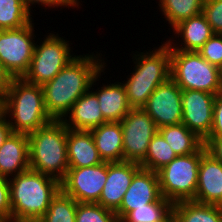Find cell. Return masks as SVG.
<instances>
[{"instance_id":"1","label":"cell","mask_w":222,"mask_h":222,"mask_svg":"<svg viewBox=\"0 0 222 222\" xmlns=\"http://www.w3.org/2000/svg\"><path fill=\"white\" fill-rule=\"evenodd\" d=\"M91 54L77 55L42 85L45 108L53 120H62L73 104L99 81L107 63L101 60L100 54Z\"/></svg>"},{"instance_id":"2","label":"cell","mask_w":222,"mask_h":222,"mask_svg":"<svg viewBox=\"0 0 222 222\" xmlns=\"http://www.w3.org/2000/svg\"><path fill=\"white\" fill-rule=\"evenodd\" d=\"M60 190L59 181L30 168L10 178L11 222H37Z\"/></svg>"},{"instance_id":"3","label":"cell","mask_w":222,"mask_h":222,"mask_svg":"<svg viewBox=\"0 0 222 222\" xmlns=\"http://www.w3.org/2000/svg\"><path fill=\"white\" fill-rule=\"evenodd\" d=\"M0 111L8 118L12 131L18 133L29 134L53 121L45 108L42 86L23 78L12 79Z\"/></svg>"},{"instance_id":"4","label":"cell","mask_w":222,"mask_h":222,"mask_svg":"<svg viewBox=\"0 0 222 222\" xmlns=\"http://www.w3.org/2000/svg\"><path fill=\"white\" fill-rule=\"evenodd\" d=\"M28 142L30 169L61 183L69 168L65 124L61 120H53L29 133Z\"/></svg>"},{"instance_id":"5","label":"cell","mask_w":222,"mask_h":222,"mask_svg":"<svg viewBox=\"0 0 222 222\" xmlns=\"http://www.w3.org/2000/svg\"><path fill=\"white\" fill-rule=\"evenodd\" d=\"M133 54L134 71L123 81L131 108H142L149 96L163 82L170 78L171 56L166 42L146 53ZM139 53V54H138Z\"/></svg>"},{"instance_id":"6","label":"cell","mask_w":222,"mask_h":222,"mask_svg":"<svg viewBox=\"0 0 222 222\" xmlns=\"http://www.w3.org/2000/svg\"><path fill=\"white\" fill-rule=\"evenodd\" d=\"M170 78L184 90L222 92L221 69L206 61L197 51L170 50Z\"/></svg>"},{"instance_id":"7","label":"cell","mask_w":222,"mask_h":222,"mask_svg":"<svg viewBox=\"0 0 222 222\" xmlns=\"http://www.w3.org/2000/svg\"><path fill=\"white\" fill-rule=\"evenodd\" d=\"M206 151L203 145L195 153L177 156L157 172L161 195L164 198L173 204L194 199L198 183V169L201 157Z\"/></svg>"},{"instance_id":"8","label":"cell","mask_w":222,"mask_h":222,"mask_svg":"<svg viewBox=\"0 0 222 222\" xmlns=\"http://www.w3.org/2000/svg\"><path fill=\"white\" fill-rule=\"evenodd\" d=\"M76 55H71L69 41L50 33L40 45L35 44L34 54L25 81L43 85L52 80Z\"/></svg>"},{"instance_id":"9","label":"cell","mask_w":222,"mask_h":222,"mask_svg":"<svg viewBox=\"0 0 222 222\" xmlns=\"http://www.w3.org/2000/svg\"><path fill=\"white\" fill-rule=\"evenodd\" d=\"M34 24L22 28L0 30V62L13 78L28 71L35 48Z\"/></svg>"},{"instance_id":"10","label":"cell","mask_w":222,"mask_h":222,"mask_svg":"<svg viewBox=\"0 0 222 222\" xmlns=\"http://www.w3.org/2000/svg\"><path fill=\"white\" fill-rule=\"evenodd\" d=\"M120 123L123 132V161L140 164L158 128L143 108H132Z\"/></svg>"},{"instance_id":"11","label":"cell","mask_w":222,"mask_h":222,"mask_svg":"<svg viewBox=\"0 0 222 222\" xmlns=\"http://www.w3.org/2000/svg\"><path fill=\"white\" fill-rule=\"evenodd\" d=\"M107 178V162L95 166L68 168L61 190L77 202L97 203Z\"/></svg>"},{"instance_id":"12","label":"cell","mask_w":222,"mask_h":222,"mask_svg":"<svg viewBox=\"0 0 222 222\" xmlns=\"http://www.w3.org/2000/svg\"><path fill=\"white\" fill-rule=\"evenodd\" d=\"M182 89L169 78L161 83L142 107L155 122L157 128L182 123Z\"/></svg>"},{"instance_id":"13","label":"cell","mask_w":222,"mask_h":222,"mask_svg":"<svg viewBox=\"0 0 222 222\" xmlns=\"http://www.w3.org/2000/svg\"><path fill=\"white\" fill-rule=\"evenodd\" d=\"M215 96L209 92L182 89V123L203 141L212 130Z\"/></svg>"},{"instance_id":"14","label":"cell","mask_w":222,"mask_h":222,"mask_svg":"<svg viewBox=\"0 0 222 222\" xmlns=\"http://www.w3.org/2000/svg\"><path fill=\"white\" fill-rule=\"evenodd\" d=\"M162 197L157 172L140 168L133 176L120 207L115 211L119 222L132 210L146 207Z\"/></svg>"},{"instance_id":"15","label":"cell","mask_w":222,"mask_h":222,"mask_svg":"<svg viewBox=\"0 0 222 222\" xmlns=\"http://www.w3.org/2000/svg\"><path fill=\"white\" fill-rule=\"evenodd\" d=\"M140 168V164L134 162H107V178L97 203L115 212Z\"/></svg>"},{"instance_id":"16","label":"cell","mask_w":222,"mask_h":222,"mask_svg":"<svg viewBox=\"0 0 222 222\" xmlns=\"http://www.w3.org/2000/svg\"><path fill=\"white\" fill-rule=\"evenodd\" d=\"M192 201L222 207V162L207 151L201 157L197 190Z\"/></svg>"},{"instance_id":"17","label":"cell","mask_w":222,"mask_h":222,"mask_svg":"<svg viewBox=\"0 0 222 222\" xmlns=\"http://www.w3.org/2000/svg\"><path fill=\"white\" fill-rule=\"evenodd\" d=\"M29 168L28 134L12 132L0 147V176L10 179Z\"/></svg>"},{"instance_id":"18","label":"cell","mask_w":222,"mask_h":222,"mask_svg":"<svg viewBox=\"0 0 222 222\" xmlns=\"http://www.w3.org/2000/svg\"><path fill=\"white\" fill-rule=\"evenodd\" d=\"M172 29L173 33L175 32L174 35L177 34V37L182 38L179 42L184 43L181 42V45H179L177 42L173 43L175 40L169 39L166 44H168L170 50L198 51L215 34L202 13L181 21Z\"/></svg>"},{"instance_id":"19","label":"cell","mask_w":222,"mask_h":222,"mask_svg":"<svg viewBox=\"0 0 222 222\" xmlns=\"http://www.w3.org/2000/svg\"><path fill=\"white\" fill-rule=\"evenodd\" d=\"M61 121L68 129L85 131L107 122L100 110L98 98L92 90L84 93Z\"/></svg>"},{"instance_id":"20","label":"cell","mask_w":222,"mask_h":222,"mask_svg":"<svg viewBox=\"0 0 222 222\" xmlns=\"http://www.w3.org/2000/svg\"><path fill=\"white\" fill-rule=\"evenodd\" d=\"M67 158L69 168L95 166L104 162L99 155L90 131L68 128Z\"/></svg>"},{"instance_id":"21","label":"cell","mask_w":222,"mask_h":222,"mask_svg":"<svg viewBox=\"0 0 222 222\" xmlns=\"http://www.w3.org/2000/svg\"><path fill=\"white\" fill-rule=\"evenodd\" d=\"M89 131L104 162L123 161V132L120 122H106Z\"/></svg>"},{"instance_id":"22","label":"cell","mask_w":222,"mask_h":222,"mask_svg":"<svg viewBox=\"0 0 222 222\" xmlns=\"http://www.w3.org/2000/svg\"><path fill=\"white\" fill-rule=\"evenodd\" d=\"M97 90L92 92L97 96L100 110L107 122H120L132 109L121 82L103 85Z\"/></svg>"},{"instance_id":"23","label":"cell","mask_w":222,"mask_h":222,"mask_svg":"<svg viewBox=\"0 0 222 222\" xmlns=\"http://www.w3.org/2000/svg\"><path fill=\"white\" fill-rule=\"evenodd\" d=\"M158 131L177 156L195 153L204 145L203 140L183 123L163 126Z\"/></svg>"},{"instance_id":"24","label":"cell","mask_w":222,"mask_h":222,"mask_svg":"<svg viewBox=\"0 0 222 222\" xmlns=\"http://www.w3.org/2000/svg\"><path fill=\"white\" fill-rule=\"evenodd\" d=\"M177 222H222V207L198 202L180 201L173 204Z\"/></svg>"},{"instance_id":"25","label":"cell","mask_w":222,"mask_h":222,"mask_svg":"<svg viewBox=\"0 0 222 222\" xmlns=\"http://www.w3.org/2000/svg\"><path fill=\"white\" fill-rule=\"evenodd\" d=\"M204 0H159V9L173 28L181 21L202 13Z\"/></svg>"},{"instance_id":"26","label":"cell","mask_w":222,"mask_h":222,"mask_svg":"<svg viewBox=\"0 0 222 222\" xmlns=\"http://www.w3.org/2000/svg\"><path fill=\"white\" fill-rule=\"evenodd\" d=\"M177 157L162 134L158 131L150 140L145 159L140 163L141 168L158 172Z\"/></svg>"},{"instance_id":"27","label":"cell","mask_w":222,"mask_h":222,"mask_svg":"<svg viewBox=\"0 0 222 222\" xmlns=\"http://www.w3.org/2000/svg\"><path fill=\"white\" fill-rule=\"evenodd\" d=\"M31 16L22 0H0V30L22 28L33 21Z\"/></svg>"},{"instance_id":"28","label":"cell","mask_w":222,"mask_h":222,"mask_svg":"<svg viewBox=\"0 0 222 222\" xmlns=\"http://www.w3.org/2000/svg\"><path fill=\"white\" fill-rule=\"evenodd\" d=\"M77 201L60 190L37 222H75Z\"/></svg>"},{"instance_id":"29","label":"cell","mask_w":222,"mask_h":222,"mask_svg":"<svg viewBox=\"0 0 222 222\" xmlns=\"http://www.w3.org/2000/svg\"><path fill=\"white\" fill-rule=\"evenodd\" d=\"M173 212V203L163 196L146 207L130 211L120 222H162Z\"/></svg>"},{"instance_id":"30","label":"cell","mask_w":222,"mask_h":222,"mask_svg":"<svg viewBox=\"0 0 222 222\" xmlns=\"http://www.w3.org/2000/svg\"><path fill=\"white\" fill-rule=\"evenodd\" d=\"M75 222H119L114 211L98 203L78 202Z\"/></svg>"},{"instance_id":"31","label":"cell","mask_w":222,"mask_h":222,"mask_svg":"<svg viewBox=\"0 0 222 222\" xmlns=\"http://www.w3.org/2000/svg\"><path fill=\"white\" fill-rule=\"evenodd\" d=\"M210 64L222 68V34H214L197 51Z\"/></svg>"},{"instance_id":"32","label":"cell","mask_w":222,"mask_h":222,"mask_svg":"<svg viewBox=\"0 0 222 222\" xmlns=\"http://www.w3.org/2000/svg\"><path fill=\"white\" fill-rule=\"evenodd\" d=\"M202 14L215 34H222V0H204Z\"/></svg>"},{"instance_id":"33","label":"cell","mask_w":222,"mask_h":222,"mask_svg":"<svg viewBox=\"0 0 222 222\" xmlns=\"http://www.w3.org/2000/svg\"><path fill=\"white\" fill-rule=\"evenodd\" d=\"M0 222H11L9 179L0 176Z\"/></svg>"},{"instance_id":"34","label":"cell","mask_w":222,"mask_h":222,"mask_svg":"<svg viewBox=\"0 0 222 222\" xmlns=\"http://www.w3.org/2000/svg\"><path fill=\"white\" fill-rule=\"evenodd\" d=\"M208 137H222V92L215 96L212 130Z\"/></svg>"},{"instance_id":"35","label":"cell","mask_w":222,"mask_h":222,"mask_svg":"<svg viewBox=\"0 0 222 222\" xmlns=\"http://www.w3.org/2000/svg\"><path fill=\"white\" fill-rule=\"evenodd\" d=\"M26 10L31 14V6L32 5H40L41 6H48V8L50 7H59V6H63L65 7H79L80 5V1L79 0H22Z\"/></svg>"},{"instance_id":"36","label":"cell","mask_w":222,"mask_h":222,"mask_svg":"<svg viewBox=\"0 0 222 222\" xmlns=\"http://www.w3.org/2000/svg\"><path fill=\"white\" fill-rule=\"evenodd\" d=\"M203 143L207 152L222 162V137H207Z\"/></svg>"},{"instance_id":"37","label":"cell","mask_w":222,"mask_h":222,"mask_svg":"<svg viewBox=\"0 0 222 222\" xmlns=\"http://www.w3.org/2000/svg\"><path fill=\"white\" fill-rule=\"evenodd\" d=\"M13 77L0 62V105L4 102Z\"/></svg>"},{"instance_id":"38","label":"cell","mask_w":222,"mask_h":222,"mask_svg":"<svg viewBox=\"0 0 222 222\" xmlns=\"http://www.w3.org/2000/svg\"><path fill=\"white\" fill-rule=\"evenodd\" d=\"M12 132L8 118L0 111V147Z\"/></svg>"},{"instance_id":"39","label":"cell","mask_w":222,"mask_h":222,"mask_svg":"<svg viewBox=\"0 0 222 222\" xmlns=\"http://www.w3.org/2000/svg\"><path fill=\"white\" fill-rule=\"evenodd\" d=\"M162 222H177L175 214L172 212L165 220Z\"/></svg>"}]
</instances>
